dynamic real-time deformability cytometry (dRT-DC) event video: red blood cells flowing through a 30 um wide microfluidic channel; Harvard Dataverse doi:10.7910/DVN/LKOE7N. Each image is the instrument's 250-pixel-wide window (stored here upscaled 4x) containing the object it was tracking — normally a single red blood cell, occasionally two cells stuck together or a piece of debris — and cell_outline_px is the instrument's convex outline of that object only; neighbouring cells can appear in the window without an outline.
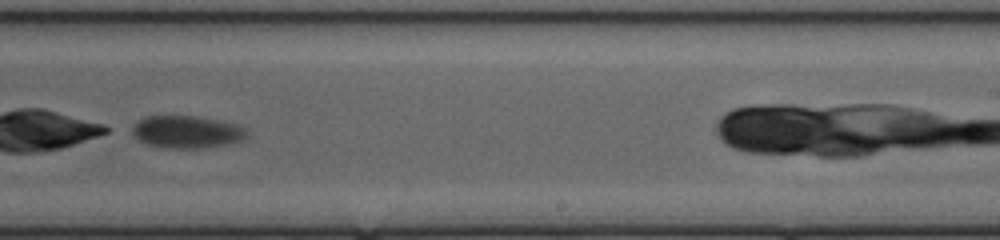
{"species": "common noctule bat (a hibernating species)", "species_latin": "Nyctalus noctula", "temperature_condition": "cold", "stored_images_in_passage": 35, "camera_frame_rate_fps": 3000, "um_per_image_px": 0.085, "animal": {"sex": "female", "body_mass_g": 20.0, "forearm_length_mm": 54.0}, "frame": {"image": 1, "passage_image": 21, "time_ms": 6.667, "image_size_px": [1000, 240], "cell_outline_px": [[248, 136], [244, 140], [228, 144], [200, 148], [164, 148], [148, 144], [140, 140], [132, 132], [132, 124], [144, 116], [192, 116], [220, 120], [236, 124], [244, 128], [248, 132]], "centroid_in_image_um": [15.89, 11.21], "position_along_channel_um": 273.1, "area_um2": 21.73}}
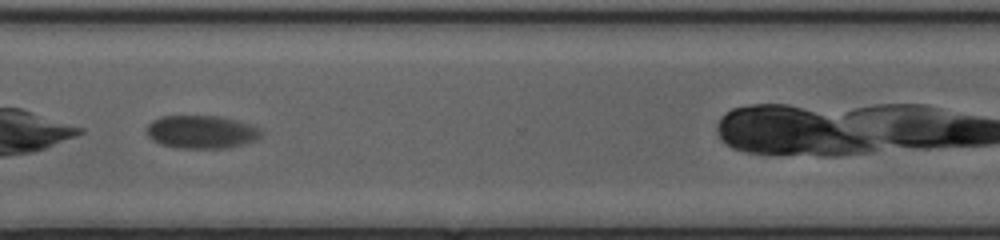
{"frame": {"image": 2, "passage_image": 27, "time_ms": 8.667, "image_size_px": [1000, 240], "cell_outline_px": [[264, 132], [256, 140], [228, 148], [176, 148], [160, 144], [152, 140], [148, 136], [144, 128], [152, 120], [160, 116], [220, 116], [236, 120], [260, 128]], "centroid_in_image_um": [17.08, 11.21], "position_along_channel_um": 353.5, "area_um2": 22.31}}